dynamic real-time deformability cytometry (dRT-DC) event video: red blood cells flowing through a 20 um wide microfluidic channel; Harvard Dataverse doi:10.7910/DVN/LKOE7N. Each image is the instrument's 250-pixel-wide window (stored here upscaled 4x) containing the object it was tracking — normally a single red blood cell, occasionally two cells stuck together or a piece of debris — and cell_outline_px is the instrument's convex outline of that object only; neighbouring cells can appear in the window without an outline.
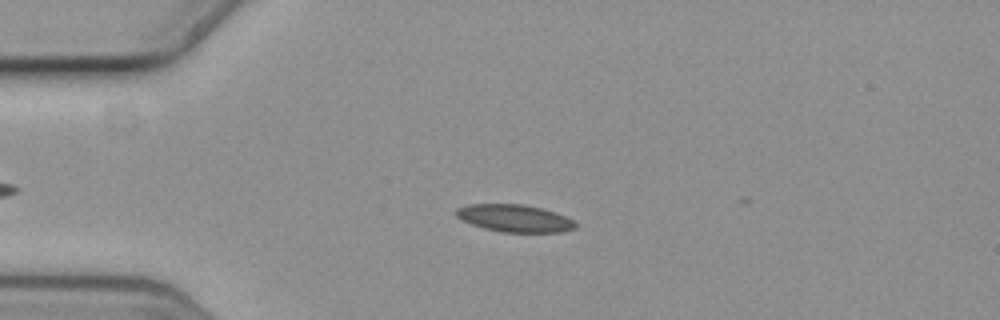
{"species": "common noctule bat (a hibernating species)", "species_latin": "Nyctalus noctula", "temperature_condition": "cold", "stored_images_in_passage": 55, "camera_frame_rate_fps": 3000, "um_per_image_px": 0.085, "animal": {"sex": "female", "body_mass_g": 19.3, "forearm_length_mm": 54.1}, "frame": {"image": 1, "passage_image": 15, "time_ms": 4.667, "image_size_px": [1000, 320], "cell_outline_px": [[576, 228], [564, 232], [500, 232], [484, 228], [460, 220], [456, 216], [456, 208], [468, 204], [524, 204], [544, 208], [556, 212], [572, 220], [576, 224]], "centroid_in_image_um": [43.73, 18.55], "position_along_channel_um": 41.3, "area_um2": 19.19}}
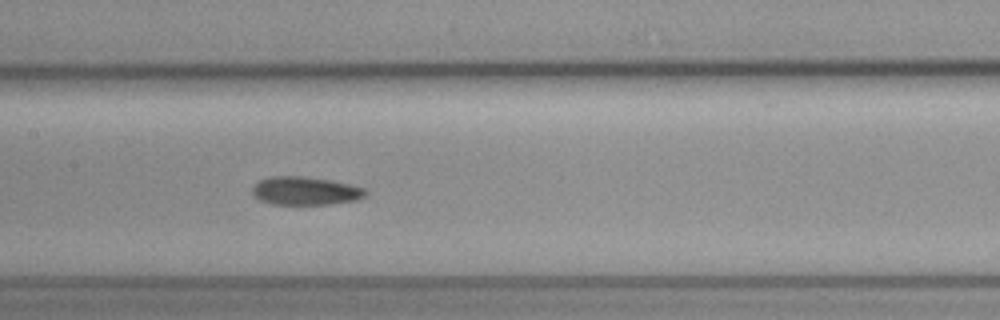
{"frame": {"image": 2, "passage_image": 29, "time_ms": 9.333, "image_size_px": [1000, 320], "cell_outline_px": [[368, 192], [364, 196], [356, 200], [328, 204], [272, 204], [260, 200], [252, 196], [252, 188], [260, 180], [272, 176], [304, 176], [328, 180], [348, 184], [364, 188]], "centroid_in_image_um": [25.92, 16.22], "position_along_channel_um": 181.5, "area_um2": 18.5}}
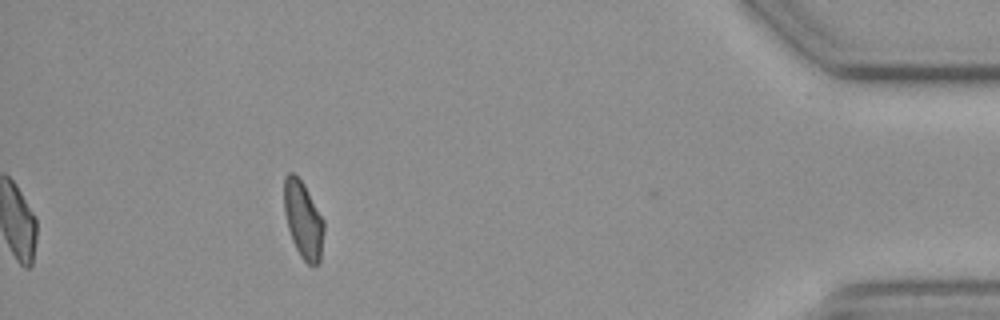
{"frame": {"image": 3, "passage_image": 53, "time_ms": 17.333, "image_size_px": [1000, 320], "cell_outline_px": [[324, 232], [320, 264], [308, 264], [300, 256], [292, 240], [288, 228], [284, 212], [284, 176], [288, 172], [292, 172], [304, 184], [324, 220]], "centroid_in_image_um": [25.77, 18.69], "position_along_channel_um": 409.4, "area_um2": 17.92}, "authors_computed_cell_mechanics": {"area_um2": 18.9006, "velocity_mm_per_s": 3.5908, "shape_relaxation_time_tau1_ms": null, "shape_relaxation_time_tau2_ms": 4.7389, "deformation_change_tau1": null, "deformation_change_tau2": 0.109}}